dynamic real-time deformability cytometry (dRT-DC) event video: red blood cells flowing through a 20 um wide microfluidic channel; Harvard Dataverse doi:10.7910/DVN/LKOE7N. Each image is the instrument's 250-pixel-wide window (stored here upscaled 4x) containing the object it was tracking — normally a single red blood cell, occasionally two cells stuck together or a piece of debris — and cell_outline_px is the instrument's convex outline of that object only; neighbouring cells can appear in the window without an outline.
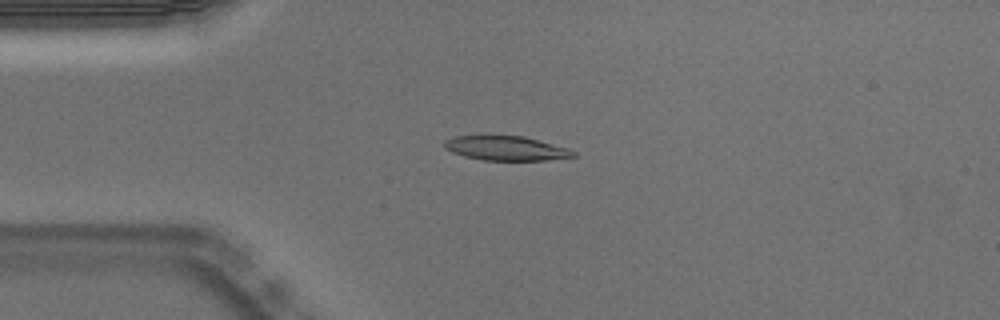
{"species": "Egyptian fruit bat (a non-hibernating species)", "species_latin": "Rousettus aegyptiacus", "temperature_condition": "warm", "stored_images_in_passage": 41, "camera_frame_rate_fps": 3000, "um_per_image_px": 0.085, "animal": {"sex": "male"}, "frame": {"image": 1, "passage_image": 1, "time_ms": 0.0, "image_size_px": [1000, 320], "cell_outline_px": [[576, 156], [544, 160], [480, 160], [464, 156], [452, 152], [444, 148], [444, 140], [456, 136], [524, 136], [568, 148], [576, 152]], "centroid_in_image_um": [43.0, 12.6], "position_along_channel_um": 42.0, "area_um2": 18.21}}
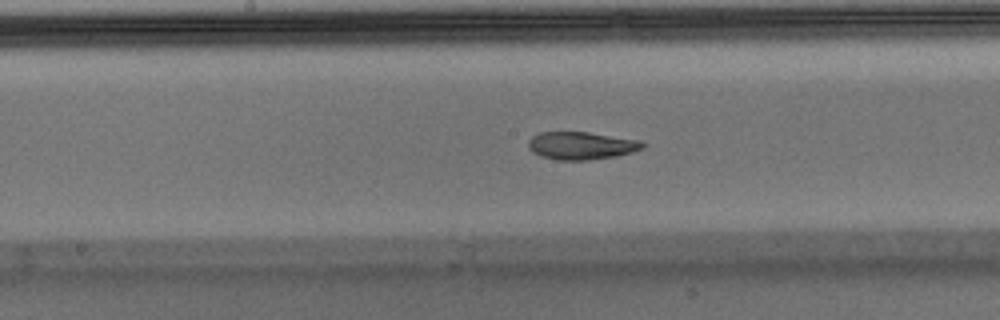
{"frame": {"image": 2, "passage_image": 15, "time_ms": 4.667, "image_size_px": [1000, 320], "cell_outline_px": [[648, 144], [644, 148], [632, 152], [616, 156], [588, 160], [556, 160], [540, 156], [532, 152], [528, 148], [528, 140], [532, 136], [540, 132], [588, 132], [640, 140]], "centroid_in_image_um": [49.42, 12.38], "position_along_channel_um": 198.8, "area_um2": 18.67}}
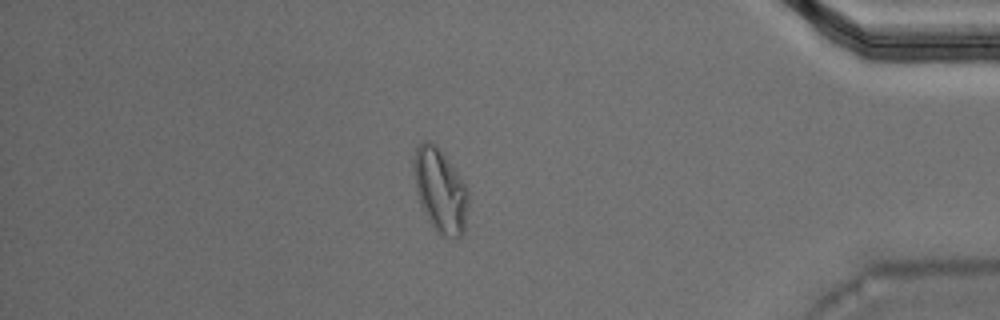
{"frame": {"image": 3, "passage_image": 34, "time_ms": 11.0, "image_size_px": [1000, 320], "cell_outline_px": [[468, 204], [464, 232], [456, 240], [440, 236], [436, 232], [428, 220], [420, 204], [416, 192], [412, 172], [412, 160], [416, 148], [424, 140], [428, 140], [436, 144], [440, 148], [464, 184], [468, 192]], "centroid_in_image_um": [37.39, 16.21], "position_along_channel_um": 397.8, "area_um2": 27.05}, "authors_computed_cell_mechanics": {"area_um2": 19.1896, "velocity_mm_per_s": 3.7428, "shape_relaxation_time_tau1_ms": 11.1531, "shape_relaxation_time_tau2_ms": 3.931, "deformation_change_tau1": 0.2947, "deformation_change_tau2": 0.1007}}